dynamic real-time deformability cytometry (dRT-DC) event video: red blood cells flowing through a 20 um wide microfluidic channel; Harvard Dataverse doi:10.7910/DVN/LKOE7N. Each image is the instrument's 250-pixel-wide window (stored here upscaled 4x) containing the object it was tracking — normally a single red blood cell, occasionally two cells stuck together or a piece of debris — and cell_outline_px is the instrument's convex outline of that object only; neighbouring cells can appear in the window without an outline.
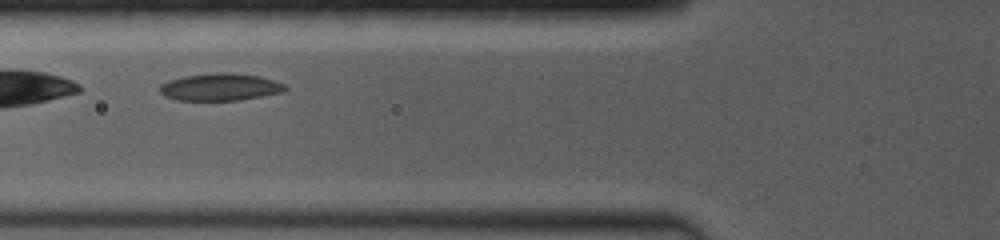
{"species": "common noctule bat (a hibernating species)", "species_latin": "Nyctalus noctula", "temperature_condition": "room temperature", "stored_images_in_passage": 20, "camera_frame_rate_fps": 4000, "um_per_image_px": 0.085, "animal": {"sex": "female", "body_mass_g": 19.0, "forearm_length_mm": 53.3}, "frame": {"image": 1, "passage_image": 4, "time_ms": 1.25, "image_size_px": [1000, 240], "cell_outline_px": [[288, 88], [284, 92], [240, 100], [176, 100], [164, 96], [160, 92], [160, 84], [168, 80], [184, 76], [212, 72], [232, 72], [260, 76], [284, 84]], "centroid_in_image_um": [18.71, 7.39], "position_along_channel_um": 107.1, "area_um2": 20.11}}